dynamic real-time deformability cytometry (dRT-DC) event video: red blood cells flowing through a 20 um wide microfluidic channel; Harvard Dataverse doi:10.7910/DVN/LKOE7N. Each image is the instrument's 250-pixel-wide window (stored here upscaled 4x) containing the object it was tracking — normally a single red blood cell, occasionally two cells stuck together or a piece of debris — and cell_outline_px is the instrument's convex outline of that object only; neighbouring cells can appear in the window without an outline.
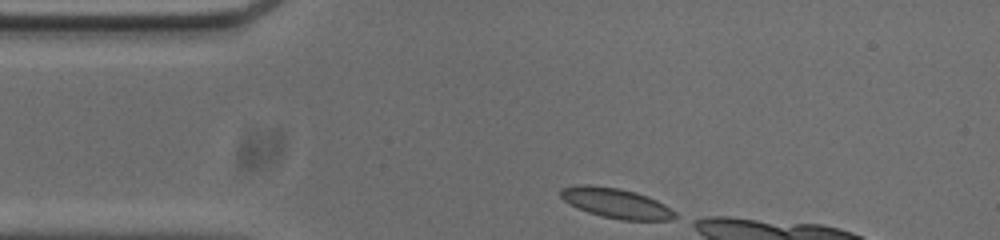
{"species": "common noctule bat (a hibernating species)", "species_latin": "Nyctalus noctula", "temperature_condition": "cold", "stored_images_in_passage": 9, "camera_frame_rate_fps": 3000, "um_per_image_px": 0.085, "animal": {"sex": "male", "body_mass_g": 20.0, "forearm_length_mm": 53.3}, "frame": {"image": 1, "passage_image": 1, "time_ms": 0.0, "image_size_px": [1000, 240], "cell_outline_px": [[676, 216], [672, 220], [620, 220], [600, 216], [588, 212], [564, 200], [560, 196], [560, 188], [580, 184], [588, 184], [620, 188], [636, 192], [648, 196], [664, 204], [676, 212]], "centroid_in_image_um": [52.38, 17.26], "position_along_channel_um": 32.6, "area_um2": 20.0}}
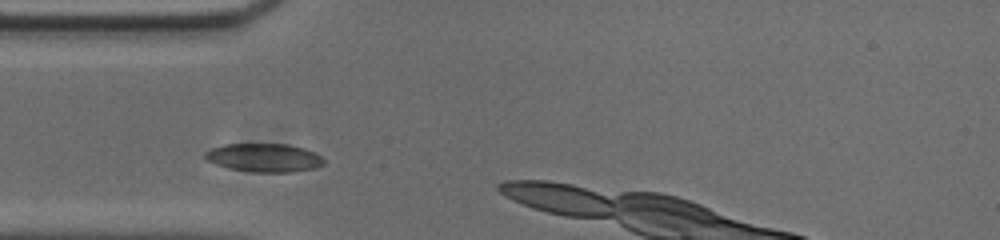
{"frame": {"image": 2, "passage_image": 6, "time_ms": 1.667, "image_size_px": [1000, 240], "cell_outline_px": [[324, 164], [316, 168], [292, 172], [252, 172], [228, 168], [216, 164], [208, 160], [204, 156], [204, 152], [208, 148], [224, 144], [288, 144], [304, 148], [320, 156], [324, 160]], "centroid_in_image_um": [22.42, 13.4], "position_along_channel_um": 62.6, "area_um2": 19.77}}